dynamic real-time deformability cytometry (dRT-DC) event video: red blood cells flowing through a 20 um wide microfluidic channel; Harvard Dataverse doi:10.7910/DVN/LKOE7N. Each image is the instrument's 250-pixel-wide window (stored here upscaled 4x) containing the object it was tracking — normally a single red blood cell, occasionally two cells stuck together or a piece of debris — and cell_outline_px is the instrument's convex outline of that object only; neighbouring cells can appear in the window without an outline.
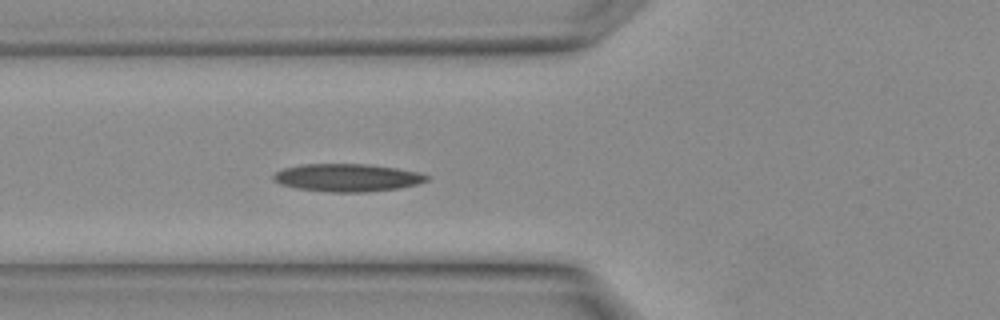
{"species": "Egyptian fruit bat (a non-hibernating species)", "species_latin": "Rousettus aegyptiacus", "temperature_condition": "warm", "stored_images_in_passage": 13, "camera_frame_rate_fps": 3000, "um_per_image_px": 0.085, "animal": {"sex": "female"}, "frame": {"image": 1, "passage_image": 11, "time_ms": 3.333, "image_size_px": [1000, 320], "cell_outline_px": [[428, 180], [416, 184], [396, 188], [364, 192], [328, 192], [300, 188], [280, 184], [272, 180], [272, 176], [276, 172], [284, 168], [304, 164], [368, 164], [396, 168], [420, 172], [428, 176]], "centroid_in_image_um": [29.5, 15.09], "position_along_channel_um": 96.3, "area_um2": 24.57}}
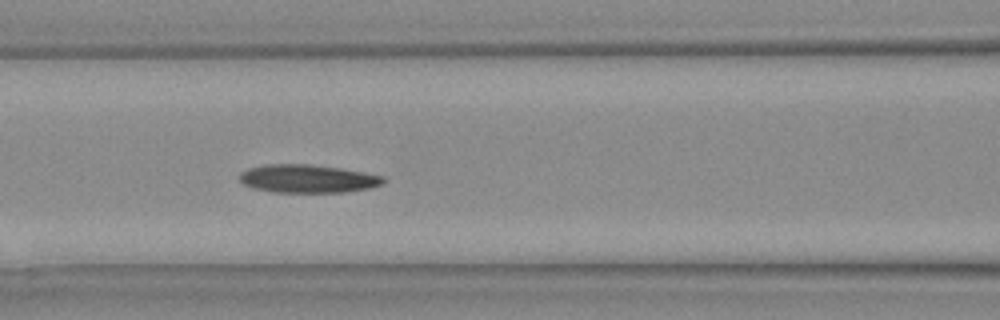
{"frame": {"image": 2, "passage_image": 13, "time_ms": 4.0, "image_size_px": [1000, 320], "cell_outline_px": [[384, 180], [380, 184], [368, 188], [344, 192], [272, 192], [252, 188], [244, 184], [240, 180], [240, 172], [248, 168], [264, 164], [308, 164], [340, 168], [384, 176]], "centroid_in_image_um": [26.09, 15.18], "position_along_channel_um": 140.5, "area_um2": 23.47}}